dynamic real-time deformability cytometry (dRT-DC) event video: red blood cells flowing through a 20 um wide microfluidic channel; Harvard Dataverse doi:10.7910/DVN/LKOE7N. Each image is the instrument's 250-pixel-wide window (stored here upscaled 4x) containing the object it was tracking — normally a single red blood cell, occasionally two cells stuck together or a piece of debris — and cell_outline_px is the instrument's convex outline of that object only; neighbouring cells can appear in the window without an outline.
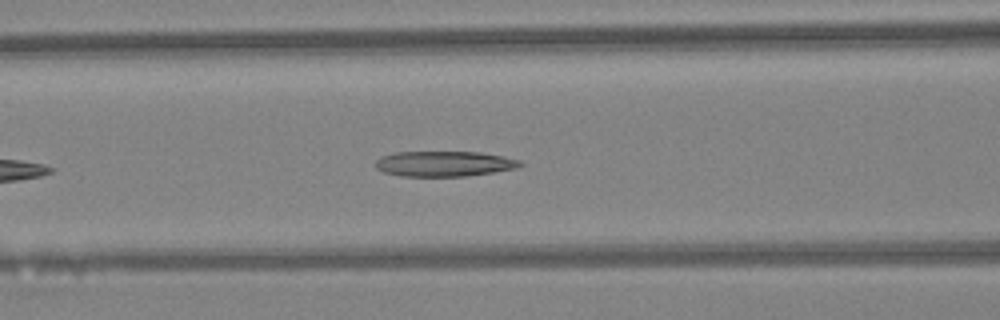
{"species": "Egyptian fruit bat (a non-hibernating species)", "species_latin": "Rousettus aegyptiacus", "temperature_condition": "warm", "stored_images_in_passage": 14, "camera_frame_rate_fps": 3000, "um_per_image_px": 0.085, "animal": {"sex": "female"}, "frame": {"image": 1, "passage_image": 8, "time_ms": 2.333, "image_size_px": [1000, 320], "cell_outline_px": [[524, 164], [516, 168], [468, 176], [400, 176], [384, 172], [376, 168], [376, 160], [384, 156], [396, 152], [480, 152], [504, 156], [520, 160]], "centroid_in_image_um": [37.78, 13.92], "position_along_channel_um": 128.8, "area_um2": 21.27}}